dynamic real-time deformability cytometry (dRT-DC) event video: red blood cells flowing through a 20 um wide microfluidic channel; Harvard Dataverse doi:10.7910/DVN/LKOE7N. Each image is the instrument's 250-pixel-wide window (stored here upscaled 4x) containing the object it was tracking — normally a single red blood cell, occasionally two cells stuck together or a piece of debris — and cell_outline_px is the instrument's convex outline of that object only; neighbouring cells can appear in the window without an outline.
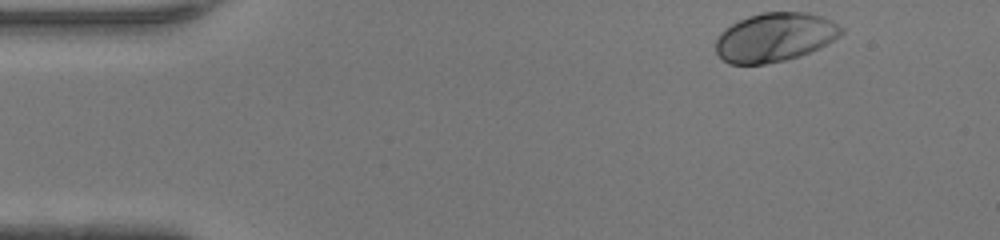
{"species": "human", "species_latin": "Homo sapiens", "temperature_condition": "warm", "stored_images_in_passage": 43, "camera_frame_rate_fps": 3000, "um_per_image_px": 0.085, "donor": {"sex": "female"}, "frame": {"image": 1, "passage_image": 1, "time_ms": 0.0, "image_size_px": [1000, 240], "cell_outline_px": [[844, 32], [840, 36], [820, 48], [800, 56], [784, 60], [764, 64], [728, 64], [716, 52], [716, 40], [720, 32], [724, 28], [748, 16], [760, 12], [808, 12], [832, 20], [844, 28]], "centroid_in_image_um": [65.88, 3.16], "position_along_channel_um": 19.1, "area_um2": 35.95}}
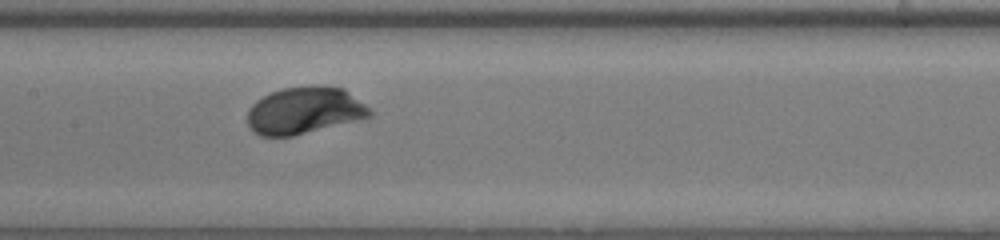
{"frame": {"image": 2, "passage_image": 19, "time_ms": 6.0, "image_size_px": [1000, 240], "cell_outline_px": [[372, 116], [364, 120], [292, 136], [260, 136], [248, 124], [248, 108], [256, 100], [272, 92], [284, 88], [312, 84], [316, 84], [344, 88], [364, 104], [372, 112]], "centroid_in_image_um": [25.92, 9.39], "position_along_channel_um": 181.5, "area_um2": 33.87}}
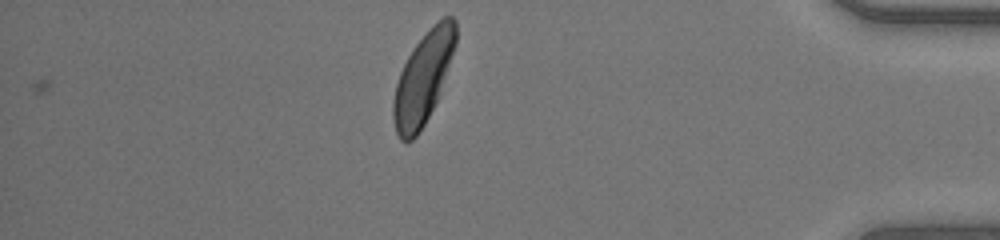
{"frame": {"image": 3, "passage_image": 37, "time_ms": 12.0, "image_size_px": [1000, 240], "cell_outline_px": [[456, 44], [436, 100], [424, 124], [416, 136], [412, 140], [400, 140], [396, 132], [392, 116], [392, 100], [396, 84], [400, 72], [408, 56], [416, 44], [444, 16], [452, 16], [456, 20]], "centroid_in_image_um": [35.94, 6.67], "position_along_channel_um": 399.3, "area_um2": 32.25}, "authors_computed_cell_mechanics": {"area_um2": 33.524, "velocity_mm_per_s": 4.3096, "shape_relaxation_time_tau1_ms": 1.5175, "shape_relaxation_time_tau2_ms": null, "deformation_change_tau1": 0.1229, "deformation_change_tau2": null}}